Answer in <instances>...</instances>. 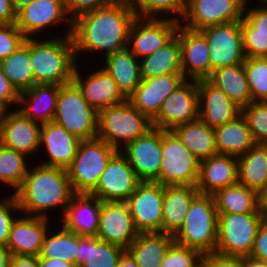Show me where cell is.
I'll list each match as a JSON object with an SVG mask.
<instances>
[{"instance_id": "obj_1", "label": "cell", "mask_w": 267, "mask_h": 267, "mask_svg": "<svg viewBox=\"0 0 267 267\" xmlns=\"http://www.w3.org/2000/svg\"><path fill=\"white\" fill-rule=\"evenodd\" d=\"M135 18L127 0H117L76 18L71 37L77 61L83 52L103 51L107 56L128 47L129 29Z\"/></svg>"}, {"instance_id": "obj_2", "label": "cell", "mask_w": 267, "mask_h": 267, "mask_svg": "<svg viewBox=\"0 0 267 267\" xmlns=\"http://www.w3.org/2000/svg\"><path fill=\"white\" fill-rule=\"evenodd\" d=\"M13 193L21 214L45 218H49V210L56 208H61L63 215L75 194L66 169L41 163L28 169L21 186Z\"/></svg>"}, {"instance_id": "obj_3", "label": "cell", "mask_w": 267, "mask_h": 267, "mask_svg": "<svg viewBox=\"0 0 267 267\" xmlns=\"http://www.w3.org/2000/svg\"><path fill=\"white\" fill-rule=\"evenodd\" d=\"M30 60L35 84L61 86L70 83L78 65L71 35L55 36L45 41L30 37Z\"/></svg>"}, {"instance_id": "obj_4", "label": "cell", "mask_w": 267, "mask_h": 267, "mask_svg": "<svg viewBox=\"0 0 267 267\" xmlns=\"http://www.w3.org/2000/svg\"><path fill=\"white\" fill-rule=\"evenodd\" d=\"M217 225L218 214L213 195L199 193L192 200L182 227L173 236L174 242L202 254L215 252Z\"/></svg>"}, {"instance_id": "obj_5", "label": "cell", "mask_w": 267, "mask_h": 267, "mask_svg": "<svg viewBox=\"0 0 267 267\" xmlns=\"http://www.w3.org/2000/svg\"><path fill=\"white\" fill-rule=\"evenodd\" d=\"M152 128V120L128 100L98 112L97 137L119 151Z\"/></svg>"}, {"instance_id": "obj_6", "label": "cell", "mask_w": 267, "mask_h": 267, "mask_svg": "<svg viewBox=\"0 0 267 267\" xmlns=\"http://www.w3.org/2000/svg\"><path fill=\"white\" fill-rule=\"evenodd\" d=\"M53 122L80 140L97 137L98 112L83 98L73 81L59 88Z\"/></svg>"}, {"instance_id": "obj_7", "label": "cell", "mask_w": 267, "mask_h": 267, "mask_svg": "<svg viewBox=\"0 0 267 267\" xmlns=\"http://www.w3.org/2000/svg\"><path fill=\"white\" fill-rule=\"evenodd\" d=\"M117 151L98 137L81 140L71 165L66 169L74 193L90 194Z\"/></svg>"}, {"instance_id": "obj_8", "label": "cell", "mask_w": 267, "mask_h": 267, "mask_svg": "<svg viewBox=\"0 0 267 267\" xmlns=\"http://www.w3.org/2000/svg\"><path fill=\"white\" fill-rule=\"evenodd\" d=\"M266 213L218 214L215 252L227 256L249 257Z\"/></svg>"}, {"instance_id": "obj_9", "label": "cell", "mask_w": 267, "mask_h": 267, "mask_svg": "<svg viewBox=\"0 0 267 267\" xmlns=\"http://www.w3.org/2000/svg\"><path fill=\"white\" fill-rule=\"evenodd\" d=\"M199 161L171 130H162L159 183L164 186H196Z\"/></svg>"}, {"instance_id": "obj_10", "label": "cell", "mask_w": 267, "mask_h": 267, "mask_svg": "<svg viewBox=\"0 0 267 267\" xmlns=\"http://www.w3.org/2000/svg\"><path fill=\"white\" fill-rule=\"evenodd\" d=\"M209 45L211 73L216 69L243 64L245 54L241 20L217 24L199 30Z\"/></svg>"}, {"instance_id": "obj_11", "label": "cell", "mask_w": 267, "mask_h": 267, "mask_svg": "<svg viewBox=\"0 0 267 267\" xmlns=\"http://www.w3.org/2000/svg\"><path fill=\"white\" fill-rule=\"evenodd\" d=\"M198 118V80L184 79L163 101L158 114L152 119V125L162 130H172Z\"/></svg>"}, {"instance_id": "obj_12", "label": "cell", "mask_w": 267, "mask_h": 267, "mask_svg": "<svg viewBox=\"0 0 267 267\" xmlns=\"http://www.w3.org/2000/svg\"><path fill=\"white\" fill-rule=\"evenodd\" d=\"M164 185L141 181L125 201L139 233L162 232Z\"/></svg>"}, {"instance_id": "obj_13", "label": "cell", "mask_w": 267, "mask_h": 267, "mask_svg": "<svg viewBox=\"0 0 267 267\" xmlns=\"http://www.w3.org/2000/svg\"><path fill=\"white\" fill-rule=\"evenodd\" d=\"M140 182L127 158L118 150L90 194L103 202H125Z\"/></svg>"}, {"instance_id": "obj_14", "label": "cell", "mask_w": 267, "mask_h": 267, "mask_svg": "<svg viewBox=\"0 0 267 267\" xmlns=\"http://www.w3.org/2000/svg\"><path fill=\"white\" fill-rule=\"evenodd\" d=\"M120 152L127 158L140 181L159 182L162 129L153 127L122 147Z\"/></svg>"}, {"instance_id": "obj_15", "label": "cell", "mask_w": 267, "mask_h": 267, "mask_svg": "<svg viewBox=\"0 0 267 267\" xmlns=\"http://www.w3.org/2000/svg\"><path fill=\"white\" fill-rule=\"evenodd\" d=\"M247 0H187V8L180 24L191 30H201L217 24L243 18Z\"/></svg>"}, {"instance_id": "obj_16", "label": "cell", "mask_w": 267, "mask_h": 267, "mask_svg": "<svg viewBox=\"0 0 267 267\" xmlns=\"http://www.w3.org/2000/svg\"><path fill=\"white\" fill-rule=\"evenodd\" d=\"M179 24L169 18L136 17L129 29L128 48L138 60H141L170 41L175 36Z\"/></svg>"}, {"instance_id": "obj_17", "label": "cell", "mask_w": 267, "mask_h": 267, "mask_svg": "<svg viewBox=\"0 0 267 267\" xmlns=\"http://www.w3.org/2000/svg\"><path fill=\"white\" fill-rule=\"evenodd\" d=\"M66 16V17H65ZM66 20V32L71 35L72 21L66 9V0H35L16 11L15 24L26 38L37 36L42 30L52 25L63 24Z\"/></svg>"}, {"instance_id": "obj_18", "label": "cell", "mask_w": 267, "mask_h": 267, "mask_svg": "<svg viewBox=\"0 0 267 267\" xmlns=\"http://www.w3.org/2000/svg\"><path fill=\"white\" fill-rule=\"evenodd\" d=\"M41 124L27 119L18 110L0 111V143L26 156L40 148Z\"/></svg>"}, {"instance_id": "obj_19", "label": "cell", "mask_w": 267, "mask_h": 267, "mask_svg": "<svg viewBox=\"0 0 267 267\" xmlns=\"http://www.w3.org/2000/svg\"><path fill=\"white\" fill-rule=\"evenodd\" d=\"M138 235L139 231L125 202L102 203L97 238L126 250Z\"/></svg>"}, {"instance_id": "obj_20", "label": "cell", "mask_w": 267, "mask_h": 267, "mask_svg": "<svg viewBox=\"0 0 267 267\" xmlns=\"http://www.w3.org/2000/svg\"><path fill=\"white\" fill-rule=\"evenodd\" d=\"M180 41L181 69L185 79L201 80L211 75L209 45L197 30L178 25L175 34Z\"/></svg>"}, {"instance_id": "obj_21", "label": "cell", "mask_w": 267, "mask_h": 267, "mask_svg": "<svg viewBox=\"0 0 267 267\" xmlns=\"http://www.w3.org/2000/svg\"><path fill=\"white\" fill-rule=\"evenodd\" d=\"M81 71L76 66L72 81L82 92L83 98L97 112L122 104L127 100L119 91L114 79L103 67L93 70L86 78L81 76L83 75L80 74Z\"/></svg>"}, {"instance_id": "obj_22", "label": "cell", "mask_w": 267, "mask_h": 267, "mask_svg": "<svg viewBox=\"0 0 267 267\" xmlns=\"http://www.w3.org/2000/svg\"><path fill=\"white\" fill-rule=\"evenodd\" d=\"M184 79L183 74H165L142 79L127 100L152 120L158 114L163 101Z\"/></svg>"}, {"instance_id": "obj_23", "label": "cell", "mask_w": 267, "mask_h": 267, "mask_svg": "<svg viewBox=\"0 0 267 267\" xmlns=\"http://www.w3.org/2000/svg\"><path fill=\"white\" fill-rule=\"evenodd\" d=\"M48 222L49 218L20 213V217L12 222L6 245L11 255L39 256L44 237L49 230Z\"/></svg>"}, {"instance_id": "obj_24", "label": "cell", "mask_w": 267, "mask_h": 267, "mask_svg": "<svg viewBox=\"0 0 267 267\" xmlns=\"http://www.w3.org/2000/svg\"><path fill=\"white\" fill-rule=\"evenodd\" d=\"M198 109L199 119L211 128L224 125L241 114V108L207 79L198 80Z\"/></svg>"}, {"instance_id": "obj_25", "label": "cell", "mask_w": 267, "mask_h": 267, "mask_svg": "<svg viewBox=\"0 0 267 267\" xmlns=\"http://www.w3.org/2000/svg\"><path fill=\"white\" fill-rule=\"evenodd\" d=\"M102 203L91 194L75 193L62 215L61 227L80 236L97 237Z\"/></svg>"}, {"instance_id": "obj_26", "label": "cell", "mask_w": 267, "mask_h": 267, "mask_svg": "<svg viewBox=\"0 0 267 267\" xmlns=\"http://www.w3.org/2000/svg\"><path fill=\"white\" fill-rule=\"evenodd\" d=\"M238 183V160L232 155L217 154L199 162L196 188L199 193L214 195Z\"/></svg>"}, {"instance_id": "obj_27", "label": "cell", "mask_w": 267, "mask_h": 267, "mask_svg": "<svg viewBox=\"0 0 267 267\" xmlns=\"http://www.w3.org/2000/svg\"><path fill=\"white\" fill-rule=\"evenodd\" d=\"M80 141L53 121L41 124L40 147L46 150L49 157L41 165L67 169L77 153Z\"/></svg>"}, {"instance_id": "obj_28", "label": "cell", "mask_w": 267, "mask_h": 267, "mask_svg": "<svg viewBox=\"0 0 267 267\" xmlns=\"http://www.w3.org/2000/svg\"><path fill=\"white\" fill-rule=\"evenodd\" d=\"M60 85L35 84L29 90L19 94L18 105L27 119L44 124L52 122L56 112L57 97ZM24 105V106H23Z\"/></svg>"}, {"instance_id": "obj_29", "label": "cell", "mask_w": 267, "mask_h": 267, "mask_svg": "<svg viewBox=\"0 0 267 267\" xmlns=\"http://www.w3.org/2000/svg\"><path fill=\"white\" fill-rule=\"evenodd\" d=\"M199 194L196 186H164L162 233L174 236L182 227L192 200Z\"/></svg>"}, {"instance_id": "obj_30", "label": "cell", "mask_w": 267, "mask_h": 267, "mask_svg": "<svg viewBox=\"0 0 267 267\" xmlns=\"http://www.w3.org/2000/svg\"><path fill=\"white\" fill-rule=\"evenodd\" d=\"M104 69L111 75L122 95L127 99L138 87L142 78L139 60L126 47L104 56Z\"/></svg>"}, {"instance_id": "obj_31", "label": "cell", "mask_w": 267, "mask_h": 267, "mask_svg": "<svg viewBox=\"0 0 267 267\" xmlns=\"http://www.w3.org/2000/svg\"><path fill=\"white\" fill-rule=\"evenodd\" d=\"M171 131L199 162L218 154L214 128L199 118L176 126Z\"/></svg>"}, {"instance_id": "obj_32", "label": "cell", "mask_w": 267, "mask_h": 267, "mask_svg": "<svg viewBox=\"0 0 267 267\" xmlns=\"http://www.w3.org/2000/svg\"><path fill=\"white\" fill-rule=\"evenodd\" d=\"M237 160L238 183L261 195L267 188V144L255 143Z\"/></svg>"}, {"instance_id": "obj_33", "label": "cell", "mask_w": 267, "mask_h": 267, "mask_svg": "<svg viewBox=\"0 0 267 267\" xmlns=\"http://www.w3.org/2000/svg\"><path fill=\"white\" fill-rule=\"evenodd\" d=\"M214 133L218 154L239 157L255 144L246 120L241 114L234 120L214 128Z\"/></svg>"}, {"instance_id": "obj_34", "label": "cell", "mask_w": 267, "mask_h": 267, "mask_svg": "<svg viewBox=\"0 0 267 267\" xmlns=\"http://www.w3.org/2000/svg\"><path fill=\"white\" fill-rule=\"evenodd\" d=\"M213 197L217 214L265 213L261 208V196L240 183L217 191Z\"/></svg>"}, {"instance_id": "obj_35", "label": "cell", "mask_w": 267, "mask_h": 267, "mask_svg": "<svg viewBox=\"0 0 267 267\" xmlns=\"http://www.w3.org/2000/svg\"><path fill=\"white\" fill-rule=\"evenodd\" d=\"M173 242L172 235L162 232L139 233L126 250L139 267H160Z\"/></svg>"}, {"instance_id": "obj_36", "label": "cell", "mask_w": 267, "mask_h": 267, "mask_svg": "<svg viewBox=\"0 0 267 267\" xmlns=\"http://www.w3.org/2000/svg\"><path fill=\"white\" fill-rule=\"evenodd\" d=\"M207 80L222 90L240 108L252 102V94L243 64L216 69Z\"/></svg>"}, {"instance_id": "obj_37", "label": "cell", "mask_w": 267, "mask_h": 267, "mask_svg": "<svg viewBox=\"0 0 267 267\" xmlns=\"http://www.w3.org/2000/svg\"><path fill=\"white\" fill-rule=\"evenodd\" d=\"M124 248L93 236L79 235L77 267H117Z\"/></svg>"}, {"instance_id": "obj_38", "label": "cell", "mask_w": 267, "mask_h": 267, "mask_svg": "<svg viewBox=\"0 0 267 267\" xmlns=\"http://www.w3.org/2000/svg\"><path fill=\"white\" fill-rule=\"evenodd\" d=\"M139 63L142 79L165 74H182L179 38L175 35L162 48L142 58Z\"/></svg>"}, {"instance_id": "obj_39", "label": "cell", "mask_w": 267, "mask_h": 267, "mask_svg": "<svg viewBox=\"0 0 267 267\" xmlns=\"http://www.w3.org/2000/svg\"><path fill=\"white\" fill-rule=\"evenodd\" d=\"M0 67L11 85L20 94L35 85L34 71L30 60V37L8 57L0 61Z\"/></svg>"}, {"instance_id": "obj_40", "label": "cell", "mask_w": 267, "mask_h": 267, "mask_svg": "<svg viewBox=\"0 0 267 267\" xmlns=\"http://www.w3.org/2000/svg\"><path fill=\"white\" fill-rule=\"evenodd\" d=\"M50 235L51 233L47 231L38 258H58L77 267L79 235L63 227Z\"/></svg>"}, {"instance_id": "obj_41", "label": "cell", "mask_w": 267, "mask_h": 267, "mask_svg": "<svg viewBox=\"0 0 267 267\" xmlns=\"http://www.w3.org/2000/svg\"><path fill=\"white\" fill-rule=\"evenodd\" d=\"M127 1L129 6L133 9L136 17L168 19L169 16V19L175 20L179 23L184 18L187 8V0H127ZM169 14H171L172 16Z\"/></svg>"}, {"instance_id": "obj_42", "label": "cell", "mask_w": 267, "mask_h": 267, "mask_svg": "<svg viewBox=\"0 0 267 267\" xmlns=\"http://www.w3.org/2000/svg\"><path fill=\"white\" fill-rule=\"evenodd\" d=\"M27 157L29 156L0 143V182L15 189L14 192L21 186L28 172Z\"/></svg>"}, {"instance_id": "obj_43", "label": "cell", "mask_w": 267, "mask_h": 267, "mask_svg": "<svg viewBox=\"0 0 267 267\" xmlns=\"http://www.w3.org/2000/svg\"><path fill=\"white\" fill-rule=\"evenodd\" d=\"M243 65L252 101H267V57H246Z\"/></svg>"}, {"instance_id": "obj_44", "label": "cell", "mask_w": 267, "mask_h": 267, "mask_svg": "<svg viewBox=\"0 0 267 267\" xmlns=\"http://www.w3.org/2000/svg\"><path fill=\"white\" fill-rule=\"evenodd\" d=\"M241 115L255 143L267 144V101H252L241 108Z\"/></svg>"}, {"instance_id": "obj_45", "label": "cell", "mask_w": 267, "mask_h": 267, "mask_svg": "<svg viewBox=\"0 0 267 267\" xmlns=\"http://www.w3.org/2000/svg\"><path fill=\"white\" fill-rule=\"evenodd\" d=\"M247 1L243 10V18L241 19L242 35L267 36V0H260L259 6L257 5L250 9L248 6L250 0Z\"/></svg>"}, {"instance_id": "obj_46", "label": "cell", "mask_w": 267, "mask_h": 267, "mask_svg": "<svg viewBox=\"0 0 267 267\" xmlns=\"http://www.w3.org/2000/svg\"><path fill=\"white\" fill-rule=\"evenodd\" d=\"M202 253L173 242L166 251L160 267H200Z\"/></svg>"}, {"instance_id": "obj_47", "label": "cell", "mask_w": 267, "mask_h": 267, "mask_svg": "<svg viewBox=\"0 0 267 267\" xmlns=\"http://www.w3.org/2000/svg\"><path fill=\"white\" fill-rule=\"evenodd\" d=\"M15 211V213H14ZM19 207L14 193H10L6 198L0 199V243L7 245L9 232L12 222L15 220V214ZM14 213V214H13ZM14 215V216H13Z\"/></svg>"}, {"instance_id": "obj_48", "label": "cell", "mask_w": 267, "mask_h": 267, "mask_svg": "<svg viewBox=\"0 0 267 267\" xmlns=\"http://www.w3.org/2000/svg\"><path fill=\"white\" fill-rule=\"evenodd\" d=\"M25 38L15 23L0 24V61L11 55Z\"/></svg>"}, {"instance_id": "obj_49", "label": "cell", "mask_w": 267, "mask_h": 267, "mask_svg": "<svg viewBox=\"0 0 267 267\" xmlns=\"http://www.w3.org/2000/svg\"><path fill=\"white\" fill-rule=\"evenodd\" d=\"M117 0H66V9L71 21L79 16L112 4Z\"/></svg>"}, {"instance_id": "obj_50", "label": "cell", "mask_w": 267, "mask_h": 267, "mask_svg": "<svg viewBox=\"0 0 267 267\" xmlns=\"http://www.w3.org/2000/svg\"><path fill=\"white\" fill-rule=\"evenodd\" d=\"M200 267H243V257L207 253L202 255Z\"/></svg>"}, {"instance_id": "obj_51", "label": "cell", "mask_w": 267, "mask_h": 267, "mask_svg": "<svg viewBox=\"0 0 267 267\" xmlns=\"http://www.w3.org/2000/svg\"><path fill=\"white\" fill-rule=\"evenodd\" d=\"M245 57H267V36L242 35Z\"/></svg>"}, {"instance_id": "obj_52", "label": "cell", "mask_w": 267, "mask_h": 267, "mask_svg": "<svg viewBox=\"0 0 267 267\" xmlns=\"http://www.w3.org/2000/svg\"><path fill=\"white\" fill-rule=\"evenodd\" d=\"M19 93L11 85L0 67V111L9 110L12 105H18ZM11 105V106H10Z\"/></svg>"}, {"instance_id": "obj_53", "label": "cell", "mask_w": 267, "mask_h": 267, "mask_svg": "<svg viewBox=\"0 0 267 267\" xmlns=\"http://www.w3.org/2000/svg\"><path fill=\"white\" fill-rule=\"evenodd\" d=\"M249 257L267 263V218L258 229L253 250Z\"/></svg>"}, {"instance_id": "obj_54", "label": "cell", "mask_w": 267, "mask_h": 267, "mask_svg": "<svg viewBox=\"0 0 267 267\" xmlns=\"http://www.w3.org/2000/svg\"><path fill=\"white\" fill-rule=\"evenodd\" d=\"M9 267H41L38 256L11 255Z\"/></svg>"}, {"instance_id": "obj_55", "label": "cell", "mask_w": 267, "mask_h": 267, "mask_svg": "<svg viewBox=\"0 0 267 267\" xmlns=\"http://www.w3.org/2000/svg\"><path fill=\"white\" fill-rule=\"evenodd\" d=\"M16 22V10L11 0H0V24H14Z\"/></svg>"}, {"instance_id": "obj_56", "label": "cell", "mask_w": 267, "mask_h": 267, "mask_svg": "<svg viewBox=\"0 0 267 267\" xmlns=\"http://www.w3.org/2000/svg\"><path fill=\"white\" fill-rule=\"evenodd\" d=\"M41 267H76L74 264L58 258H39Z\"/></svg>"}, {"instance_id": "obj_57", "label": "cell", "mask_w": 267, "mask_h": 267, "mask_svg": "<svg viewBox=\"0 0 267 267\" xmlns=\"http://www.w3.org/2000/svg\"><path fill=\"white\" fill-rule=\"evenodd\" d=\"M117 267H139L130 253L125 250L120 256Z\"/></svg>"}, {"instance_id": "obj_58", "label": "cell", "mask_w": 267, "mask_h": 267, "mask_svg": "<svg viewBox=\"0 0 267 267\" xmlns=\"http://www.w3.org/2000/svg\"><path fill=\"white\" fill-rule=\"evenodd\" d=\"M11 253L8 247L0 243V267H9Z\"/></svg>"}, {"instance_id": "obj_59", "label": "cell", "mask_w": 267, "mask_h": 267, "mask_svg": "<svg viewBox=\"0 0 267 267\" xmlns=\"http://www.w3.org/2000/svg\"><path fill=\"white\" fill-rule=\"evenodd\" d=\"M243 267H267V263L251 257H243Z\"/></svg>"}, {"instance_id": "obj_60", "label": "cell", "mask_w": 267, "mask_h": 267, "mask_svg": "<svg viewBox=\"0 0 267 267\" xmlns=\"http://www.w3.org/2000/svg\"><path fill=\"white\" fill-rule=\"evenodd\" d=\"M35 0H11L14 9L17 11L20 8L29 5L30 3L34 2Z\"/></svg>"}, {"instance_id": "obj_61", "label": "cell", "mask_w": 267, "mask_h": 267, "mask_svg": "<svg viewBox=\"0 0 267 267\" xmlns=\"http://www.w3.org/2000/svg\"><path fill=\"white\" fill-rule=\"evenodd\" d=\"M260 196H261V208L267 214V188Z\"/></svg>"}]
</instances>
